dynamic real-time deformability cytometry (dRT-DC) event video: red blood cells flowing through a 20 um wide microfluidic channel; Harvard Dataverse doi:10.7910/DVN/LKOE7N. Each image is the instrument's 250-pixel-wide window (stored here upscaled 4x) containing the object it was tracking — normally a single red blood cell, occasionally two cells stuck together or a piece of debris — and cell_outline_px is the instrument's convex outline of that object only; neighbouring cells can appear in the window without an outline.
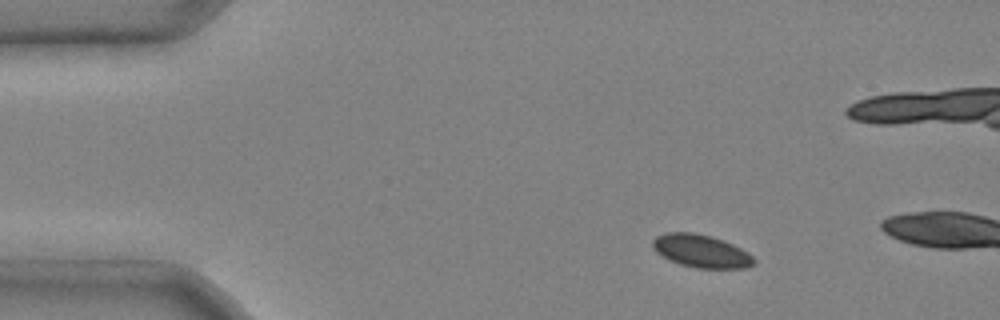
{"species": "common noctule bat (a hibernating species)", "species_latin": "Nyctalus noctula", "temperature_condition": "cold", "stored_images_in_passage": 2, "camera_frame_rate_fps": 3000, "um_per_image_px": 0.085, "animal": {"sex": "male", "body_mass_g": 20.4}, "frame": {"image": 1, "passage_image": 1, "time_ms": 0.0, "image_size_px": [1000, 320], "cell_outline_px": [[756, 264], [748, 268], [696, 268], [680, 264], [668, 260], [656, 252], [652, 248], [652, 240], [656, 236], [668, 232], [692, 232], [712, 236], [724, 240], [748, 252], [756, 260]], "centroid_in_image_um": [59.6, 21.34], "position_along_channel_um": 25.4, "area_um2": 19.65}}